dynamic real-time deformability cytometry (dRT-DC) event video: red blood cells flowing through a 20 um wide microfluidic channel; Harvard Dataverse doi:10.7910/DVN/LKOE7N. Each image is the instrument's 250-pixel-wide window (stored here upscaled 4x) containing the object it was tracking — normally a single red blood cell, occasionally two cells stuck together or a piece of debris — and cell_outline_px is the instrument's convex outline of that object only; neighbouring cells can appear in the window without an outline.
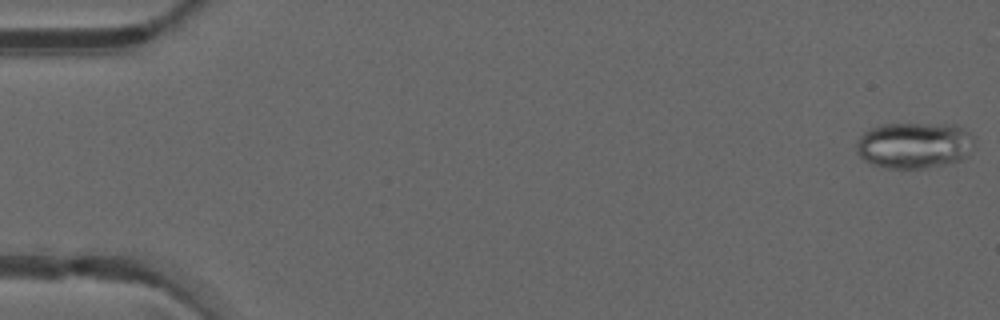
{"species": "common noctule bat (a hibernating species)", "species_latin": "Nyctalus noctula", "temperature_condition": "warm", "stored_images_in_passage": 10, "camera_frame_rate_fps": 3000, "um_per_image_px": 0.085, "animal": {"sex": "male", "forearm_length_mm": 52.5}, "frame": {"image": 1, "passage_image": 1, "time_ms": 0.0, "image_size_px": [1000, 320], "cell_outline_px": [[972, 144], [968, 152], [960, 160], [944, 164], [924, 168], [884, 168], [872, 164], [864, 160], [856, 152], [856, 144], [860, 136], [864, 132], [880, 124], [956, 124], [964, 128], [972, 136]], "centroid_in_image_um": [77.66, 12.34], "position_along_channel_um": 7.3, "area_um2": 31.62}}